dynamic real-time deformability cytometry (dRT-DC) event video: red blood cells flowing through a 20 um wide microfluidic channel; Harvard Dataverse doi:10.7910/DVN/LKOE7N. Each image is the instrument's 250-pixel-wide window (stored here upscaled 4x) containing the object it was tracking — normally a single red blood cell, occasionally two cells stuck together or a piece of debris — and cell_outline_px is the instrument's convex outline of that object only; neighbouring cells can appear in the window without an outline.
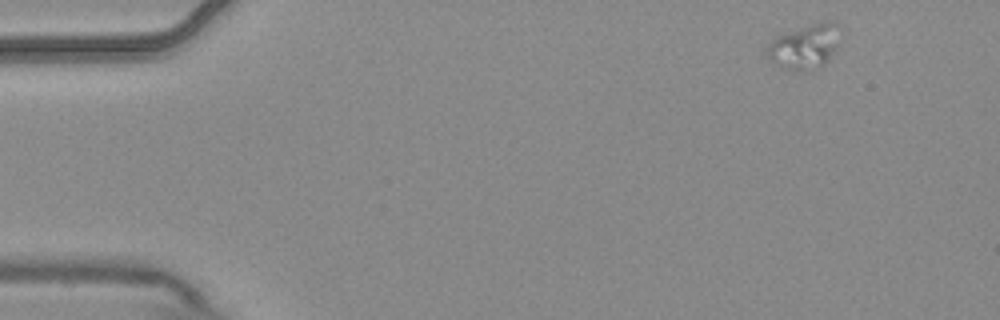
{"species": "common noctule bat (a hibernating species)", "species_latin": "Nyctalus noctula", "temperature_condition": "warm", "stored_images_in_passage": 5, "camera_frame_rate_fps": 3000, "um_per_image_px": 0.085, "animal": {"sex": "male", "body_mass_g": 20.4}, "frame": {"image": 1, "passage_image": 1, "time_ms": 0.0, "image_size_px": [1000, 320], "cell_outline_px": [[836, 48], [828, 60], [820, 68], [812, 72], [796, 72], [784, 68], [768, 60], [764, 52], [764, 44], [772, 36], [808, 24], [824, 20], [828, 20], [836, 24]], "centroid_in_image_um": [68.26, 3.98], "position_along_channel_um": 16.7, "area_um2": 19.77}}
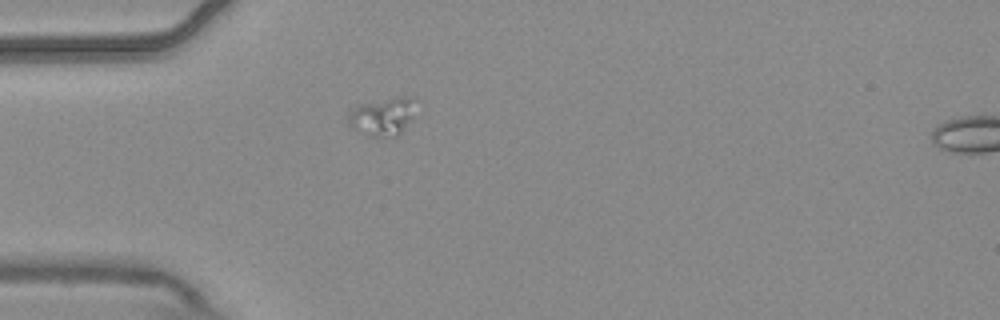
{"frame": {"image": 2, "passage_image": 4, "time_ms": 1.0, "image_size_px": [1000, 320], "cell_outline_px": [[416, 100], [412, 120], [396, 136], [380, 140], [368, 136], [348, 124], [348, 112], [356, 104], [400, 96], [416, 96]], "centroid_in_image_um": [32.54, 9.9], "position_along_channel_um": 52.5, "area_um2": 15.55}}